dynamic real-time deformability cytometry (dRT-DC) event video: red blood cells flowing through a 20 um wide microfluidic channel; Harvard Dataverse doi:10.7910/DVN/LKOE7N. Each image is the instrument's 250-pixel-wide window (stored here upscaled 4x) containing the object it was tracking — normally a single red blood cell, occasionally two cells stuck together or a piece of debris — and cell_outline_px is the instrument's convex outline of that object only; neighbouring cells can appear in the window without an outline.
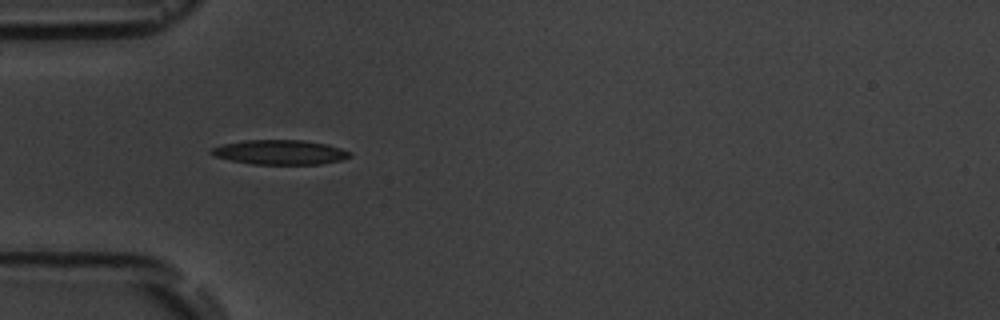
{"species": "common noctule bat (a hibernating species)", "species_latin": "Nyctalus noctula", "temperature_condition": "room temperature", "stored_images_in_passage": 5, "camera_frame_rate_fps": 3000, "um_per_image_px": 0.085, "animal": {"sex": "male", "body_mass_g": 19.5, "forearm_length_mm": 54.6}, "frame": {"image": 1, "passage_image": 4, "time_ms": 3.667, "image_size_px": [1000, 320], "cell_outline_px": [[352, 156], [344, 160], [320, 164], [252, 164], [232, 160], [216, 156], [208, 152], [212, 148], [224, 144], [244, 140], [304, 140], [328, 144], [352, 152]], "centroid_in_image_um": [23.86, 12.94], "position_along_channel_um": 61.1, "area_um2": 19.88}}
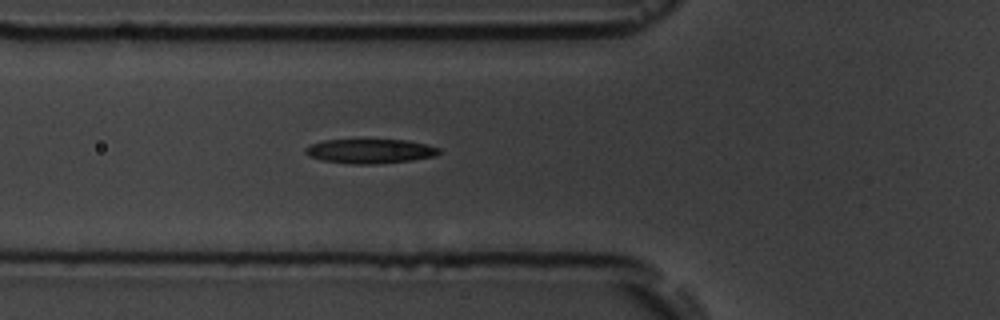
{"frame": {"image": 2, "passage_image": 5, "time_ms": 4.667, "image_size_px": [1000, 320], "cell_outline_px": [[440, 152], [436, 156], [412, 160], [376, 164], [352, 164], [320, 160], [308, 156], [304, 152], [304, 148], [312, 144], [324, 140], [408, 140], [440, 148]], "centroid_in_image_um": [31.44, 12.85], "position_along_channel_um": 94.4, "area_um2": 19.02}}